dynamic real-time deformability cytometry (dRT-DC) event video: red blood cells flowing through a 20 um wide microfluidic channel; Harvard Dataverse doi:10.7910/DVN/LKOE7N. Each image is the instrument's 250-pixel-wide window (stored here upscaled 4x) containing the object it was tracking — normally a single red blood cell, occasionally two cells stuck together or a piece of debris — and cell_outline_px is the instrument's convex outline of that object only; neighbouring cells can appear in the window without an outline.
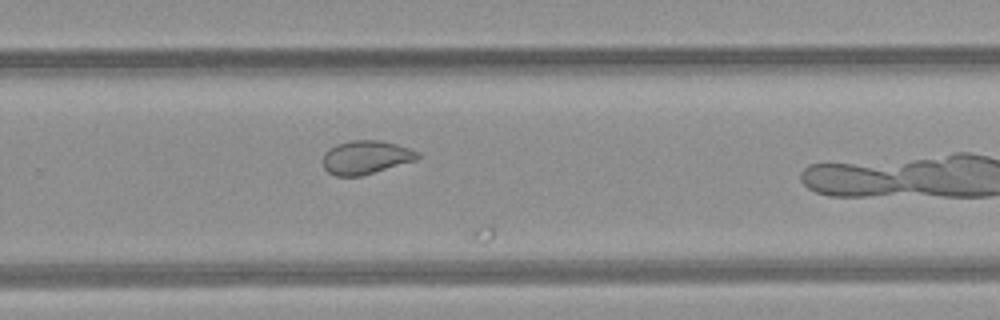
{"species": "common noctule bat (a hibernating species)", "species_latin": "Nyctalus noctula", "temperature_condition": "room temperature", "stored_images_in_passage": 37, "camera_frame_rate_fps": 3000, "um_per_image_px": 0.085, "animal": {"sex": "female", "body_mass_g": 21.9}, "frame": {"image": 1, "passage_image": 28, "time_ms": 9.0, "image_size_px": [1000, 320], "cell_outline_px": [[420, 156], [416, 160], [360, 176], [336, 176], [328, 172], [324, 168], [324, 152], [328, 148], [336, 144], [352, 140], [380, 140], [396, 144], [420, 152]], "centroid_in_image_um": [31.09, 13.36], "position_along_channel_um": 298.7, "area_um2": 18.44}}